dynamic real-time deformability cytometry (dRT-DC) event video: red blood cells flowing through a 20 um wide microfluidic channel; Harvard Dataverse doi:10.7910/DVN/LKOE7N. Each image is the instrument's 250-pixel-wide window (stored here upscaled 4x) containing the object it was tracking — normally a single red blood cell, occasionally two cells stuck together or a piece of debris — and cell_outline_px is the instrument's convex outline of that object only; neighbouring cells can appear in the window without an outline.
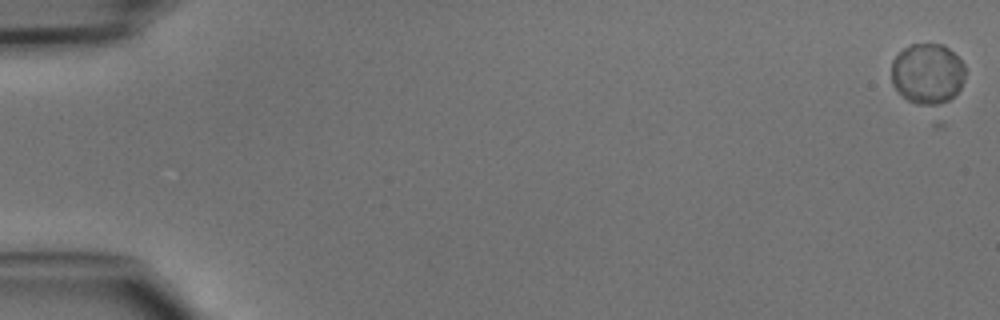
{"species": "common noctule bat (a hibernating species)", "species_latin": "Nyctalus noctula", "temperature_condition": "cold", "stored_images_in_passage": 6, "camera_frame_rate_fps": 3000, "um_per_image_px": 0.085, "animal": {"sex": "male", "body_mass_g": 15.6}, "frame": {"image": 1, "passage_image": 1, "time_ms": 0.0, "image_size_px": [1000, 320], "cell_outline_px": [[964, 80], [960, 88], [948, 100], [936, 104], [916, 104], [908, 100], [892, 84], [892, 60], [904, 48], [912, 44], [944, 44], [964, 64]], "centroid_in_image_um": [78.83, 6.24], "position_along_channel_um": 6.2, "area_um2": 25.66}}